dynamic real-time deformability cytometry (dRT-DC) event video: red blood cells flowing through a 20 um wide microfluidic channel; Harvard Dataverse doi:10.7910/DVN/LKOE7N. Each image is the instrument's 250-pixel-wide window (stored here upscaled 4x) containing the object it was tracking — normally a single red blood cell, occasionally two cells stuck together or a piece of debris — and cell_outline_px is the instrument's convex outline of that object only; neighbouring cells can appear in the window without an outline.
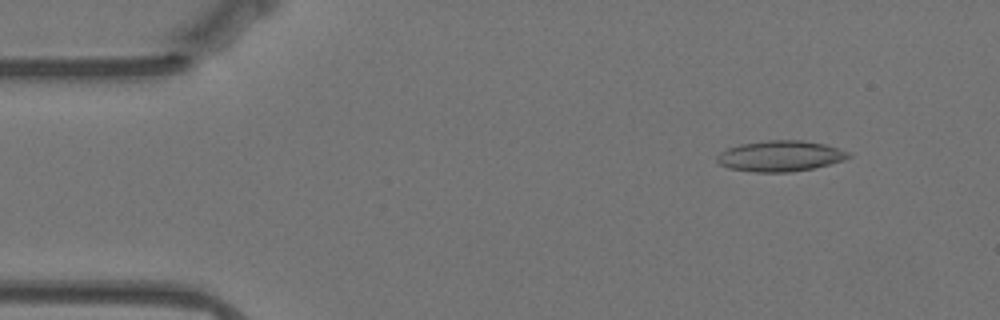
{"species": "Egyptian fruit bat (a non-hibernating species)", "species_latin": "Rousettus aegyptiacus", "temperature_condition": "warm", "stored_images_in_passage": 57, "camera_frame_rate_fps": 3000, "um_per_image_px": 0.085, "animal": {"sex": "female"}, "frame": {"image": 1, "passage_image": 6, "time_ms": 1.667, "image_size_px": [1000, 320], "cell_outline_px": [[852, 156], [844, 160], [812, 168], [792, 172], [756, 172], [728, 168], [720, 164], [716, 160], [716, 156], [720, 152], [728, 148], [740, 144], [768, 140], [800, 140], [824, 144], [852, 152]], "centroid_in_image_um": [66.33, 13.26], "position_along_channel_um": 18.7, "area_um2": 23.58}}
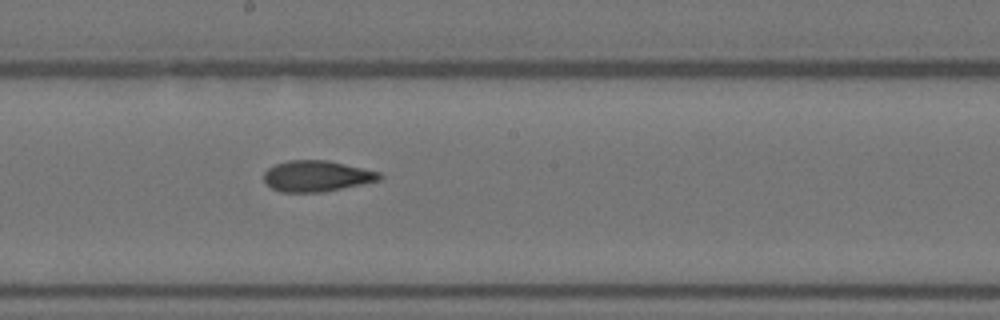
{"frame": {"image": 2, "passage_image": 30, "time_ms": 9.667, "image_size_px": [1000, 320], "cell_outline_px": [[384, 176], [380, 180], [324, 192], [280, 192], [272, 188], [264, 180], [264, 172], [268, 168], [276, 164], [288, 160], [328, 160], [380, 172]], "centroid_in_image_um": [26.93, 14.96], "position_along_channel_um": 221.3, "area_um2": 20.87}}
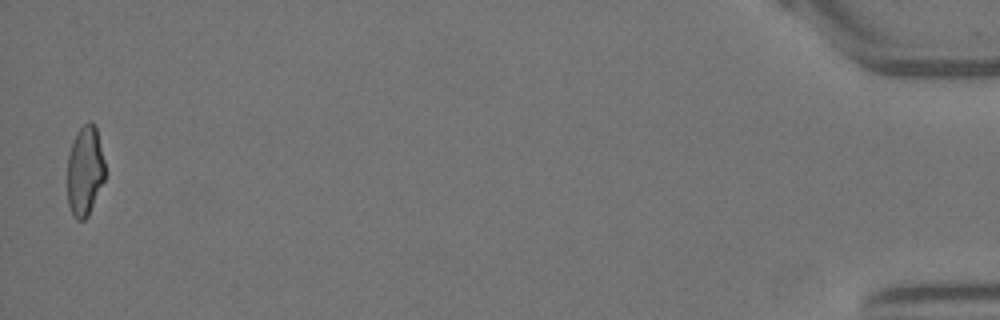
{"frame": {"image": 3, "passage_image": 56, "time_ms": 18.333, "image_size_px": [1000, 320], "cell_outline_px": [[104, 180], [88, 216], [84, 220], [76, 220], [72, 216], [68, 204], [68, 156], [76, 132], [88, 120], [92, 120], [96, 124], [104, 160]], "centroid_in_image_um": [7.22, 14.51], "position_along_channel_um": 428.0, "area_um2": 19.83}, "authors_computed_cell_mechanics": {"area_um2": 21.4438, "velocity_mm_per_s": 3.5172, "shape_relaxation_time_tau1_ms": null, "shape_relaxation_time_tau2_ms": 2.7089, "deformation_change_tau1": null, "deformation_change_tau2": 0.0951}}